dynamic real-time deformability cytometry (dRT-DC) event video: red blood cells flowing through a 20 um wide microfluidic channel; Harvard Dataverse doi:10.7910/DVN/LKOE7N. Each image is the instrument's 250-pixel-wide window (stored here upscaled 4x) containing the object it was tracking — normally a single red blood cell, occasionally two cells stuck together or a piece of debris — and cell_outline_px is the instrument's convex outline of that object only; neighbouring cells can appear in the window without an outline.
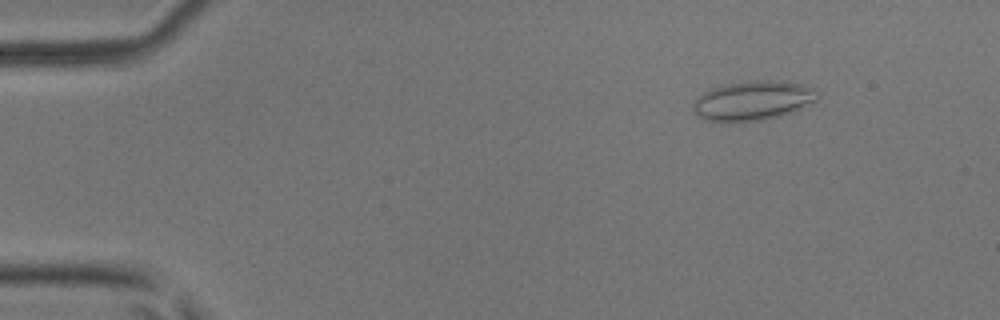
{"species": "common noctule bat (a hibernating species)", "species_latin": "Nyctalus noctula", "temperature_condition": "room temperature", "stored_images_in_passage": 53, "camera_frame_rate_fps": 3000, "um_per_image_px": 0.085, "animal": {"sex": "male", "body_mass_g": 17.9, "forearm_length_mm": 54.2}, "frame": {"image": 1, "passage_image": 7, "time_ms": 2.0, "image_size_px": [1000, 320], "cell_outline_px": [[820, 92], [816, 100], [792, 112], [780, 116], [760, 120], [704, 120], [692, 108], [692, 104], [704, 92], [712, 88], [724, 84], [752, 80], [772, 80], [804, 84], [816, 88]], "centroid_in_image_um": [64.05, 8.51], "position_along_channel_um": 20.9, "area_um2": 28.21}}
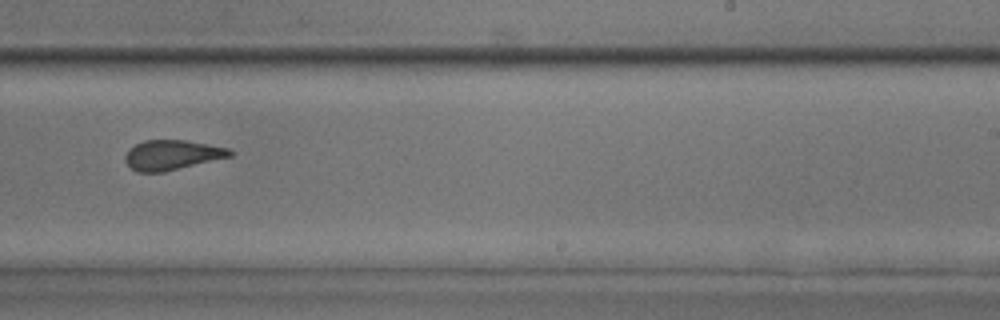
{"frame": {"image": 2, "passage_image": 34, "time_ms": 11.0, "image_size_px": [1000, 320], "cell_outline_px": [[232, 156], [164, 172], [136, 172], [124, 160], [124, 156], [128, 148], [144, 140], [188, 140], [228, 148], [232, 152]], "centroid_in_image_um": [14.59, 13.17], "position_along_channel_um": 274.4, "area_um2": 18.26}}
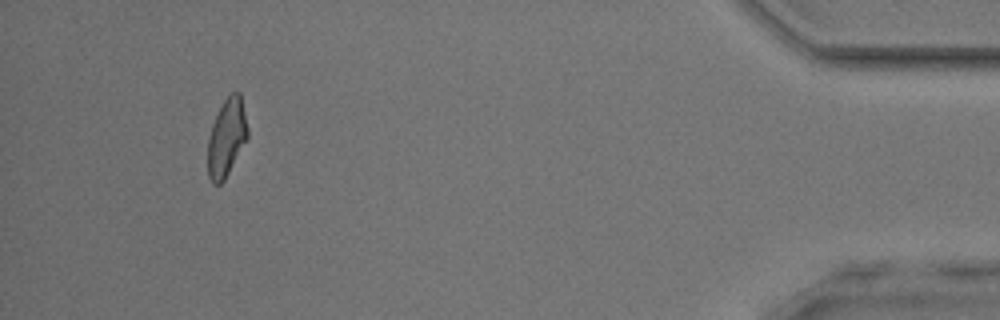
{"frame": {"image": 3, "passage_image": 50, "time_ms": 16.333, "image_size_px": [1000, 320], "cell_outline_px": [[248, 136], [224, 180], [220, 184], [212, 184], [208, 176], [208, 136], [212, 124], [224, 100], [232, 92], [240, 92], [248, 128]], "centroid_in_image_um": [19.25, 11.7], "position_along_channel_um": 416.0, "area_um2": 17.8}, "authors_computed_cell_mechanics": {"area_um2": 19.1318, "velocity_mm_per_s": 3.8786, "shape_relaxation_time_tau1_ms": 9.251, "shape_relaxation_time_tau2_ms": 1.4554, "deformation_change_tau1": 0.1628, "deformation_change_tau2": 0.0835}}